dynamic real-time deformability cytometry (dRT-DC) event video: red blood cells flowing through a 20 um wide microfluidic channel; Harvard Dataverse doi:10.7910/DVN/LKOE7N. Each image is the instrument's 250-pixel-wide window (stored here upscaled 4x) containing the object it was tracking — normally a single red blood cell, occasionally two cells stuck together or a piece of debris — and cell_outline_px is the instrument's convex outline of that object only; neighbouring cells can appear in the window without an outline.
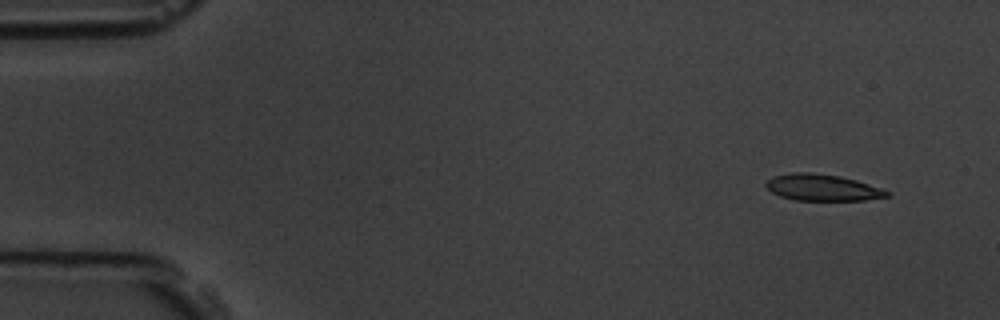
{"species": "common noctule bat (a hibernating species)", "species_latin": "Nyctalus noctula", "temperature_condition": "room temperature", "stored_images_in_passage": 7, "camera_frame_rate_fps": 3000, "um_per_image_px": 0.085, "animal": {"sex": "male", "body_mass_g": 19.5, "forearm_length_mm": 54.6}, "frame": {"image": 1, "passage_image": 1, "time_ms": 0.0, "image_size_px": [1000, 320], "cell_outline_px": [[892, 192], [888, 196], [864, 200], [796, 200], [780, 196], [772, 192], [764, 184], [772, 176], [792, 172], [812, 172], [840, 176], [856, 180]], "centroid_in_image_um": [69.88, 15.93], "position_along_channel_um": 15.1, "area_um2": 18.61}}
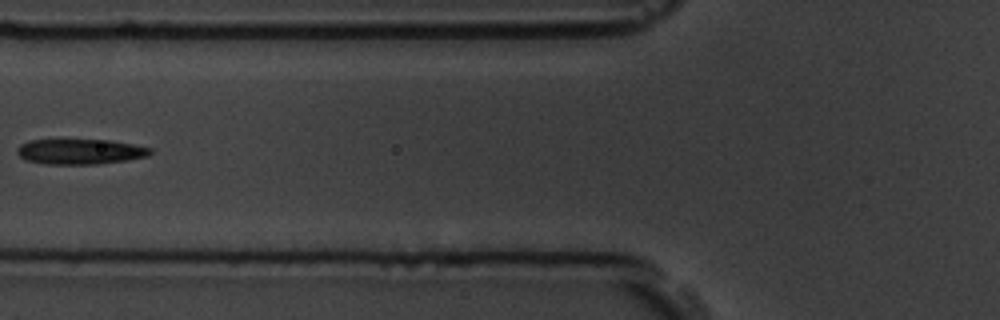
{"frame": {"image": 2, "passage_image": 6, "time_ms": 5.667, "image_size_px": [1000, 320], "cell_outline_px": [[152, 152], [148, 156], [128, 160], [96, 164], [44, 164], [24, 160], [16, 152], [16, 148], [20, 144], [32, 140], [108, 140], [132, 144], [152, 148]], "centroid_in_image_um": [6.79, 12.89], "position_along_channel_um": 119.0, "area_um2": 19.65}}
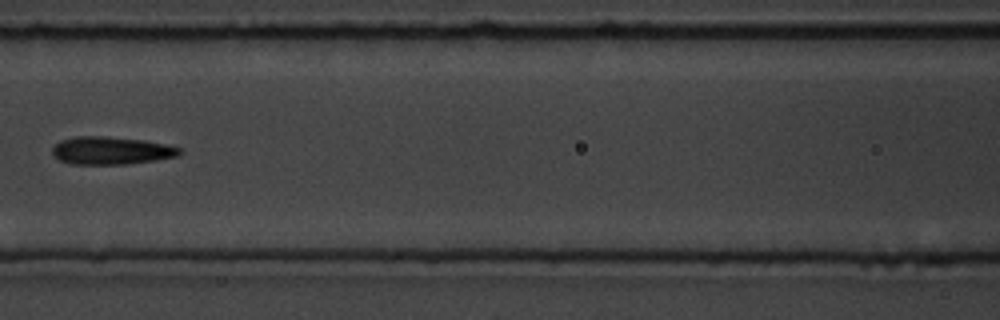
{"frame": {"image": 3, "passage_image": 7, "time_ms": 6.667, "image_size_px": [1000, 320], "cell_outline_px": [[184, 152], [176, 156], [156, 160], [128, 164], [72, 164], [60, 160], [52, 152], [52, 148], [60, 140], [76, 136], [104, 136], [144, 140], [168, 144], [184, 148]], "centroid_in_image_um": [9.51, 12.79], "position_along_channel_um": 157.1, "area_um2": 20.75}}